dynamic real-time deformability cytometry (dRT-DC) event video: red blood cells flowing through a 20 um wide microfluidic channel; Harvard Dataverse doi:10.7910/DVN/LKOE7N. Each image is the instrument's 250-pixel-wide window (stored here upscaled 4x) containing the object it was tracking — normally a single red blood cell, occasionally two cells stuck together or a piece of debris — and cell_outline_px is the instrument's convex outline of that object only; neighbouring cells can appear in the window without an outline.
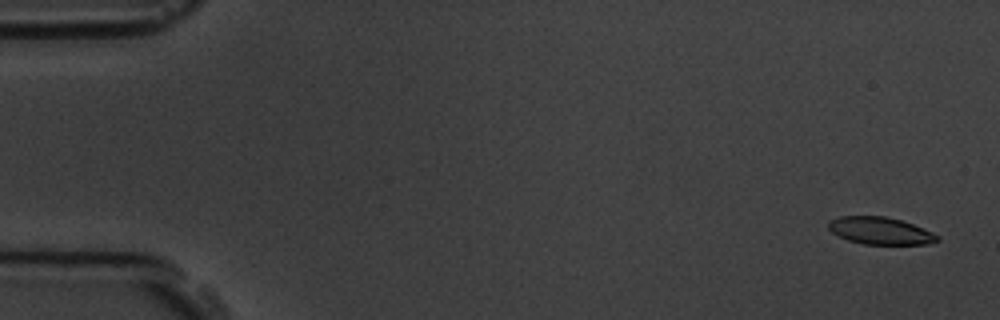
{"species": "common noctule bat (a hibernating species)", "species_latin": "Nyctalus noctula", "temperature_condition": "room temperature", "stored_images_in_passage": 5, "camera_frame_rate_fps": 3000, "um_per_image_px": 0.085, "animal": {"sex": "male", "body_mass_g": 19.5, "forearm_length_mm": 54.6}, "frame": {"image": 1, "passage_image": 1, "time_ms": 0.0, "image_size_px": [1000, 320], "cell_outline_px": [[940, 240], [924, 244], [864, 244], [848, 240], [832, 232], [828, 228], [828, 220], [840, 216], [884, 216], [900, 220], [924, 228], [940, 236]], "centroid_in_image_um": [74.81, 19.61], "position_along_channel_um": 10.2, "area_um2": 17.22}}
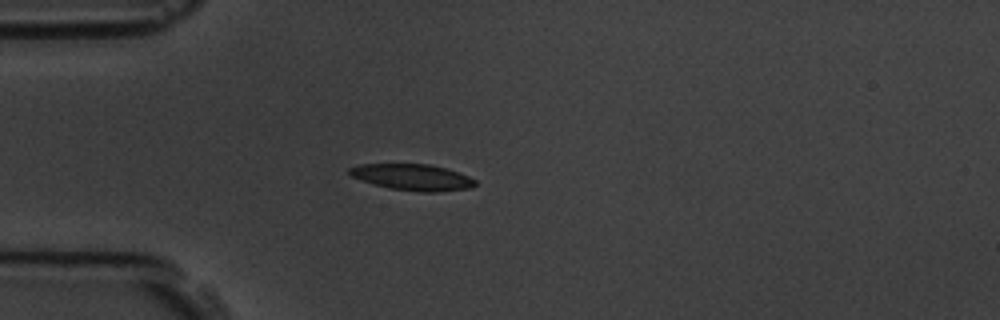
{"frame": {"image": 2, "passage_image": 5, "time_ms": 4.333, "image_size_px": [1000, 320], "cell_outline_px": [[476, 184], [468, 188], [436, 192], [420, 192], [388, 188], [372, 184], [352, 176], [348, 172], [348, 168], [360, 164], [428, 164], [444, 168], [468, 176], [476, 180]], "centroid_in_image_um": [35.02, 15.06], "position_along_channel_um": 50.0, "area_um2": 19.07}}